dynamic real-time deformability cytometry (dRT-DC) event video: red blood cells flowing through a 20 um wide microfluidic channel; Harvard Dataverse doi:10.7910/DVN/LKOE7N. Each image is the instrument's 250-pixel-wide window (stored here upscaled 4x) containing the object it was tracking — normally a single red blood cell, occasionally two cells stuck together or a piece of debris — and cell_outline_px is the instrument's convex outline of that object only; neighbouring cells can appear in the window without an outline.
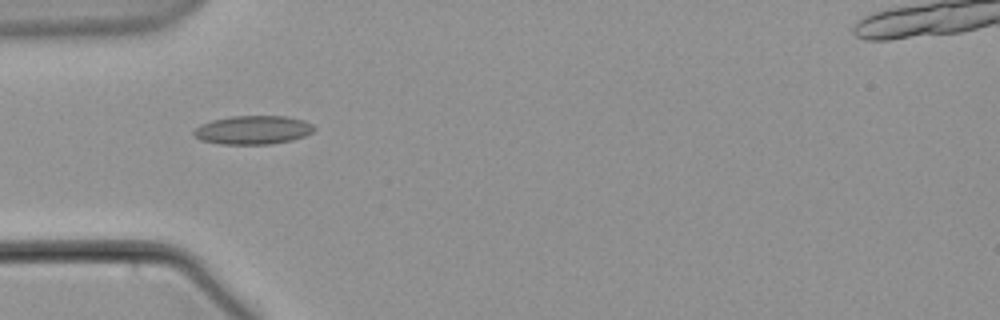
{"species": "common noctule bat (a hibernating species)", "species_latin": "Nyctalus noctula", "temperature_condition": "warm", "stored_images_in_passage": 34, "camera_frame_rate_fps": 3000, "um_per_image_px": 0.085, "animal": {"sex": "male", "body_mass_g": 21.5, "forearm_length_mm": 52.0}, "frame": {"image": 1, "passage_image": 1, "time_ms": 0.0, "image_size_px": [1000, 320], "cell_outline_px": [[316, 128], [312, 132], [304, 136], [292, 140], [272, 144], [220, 144], [200, 140], [192, 132], [200, 124], [212, 120], [232, 116], [284, 116], [304, 120], [312, 124]], "centroid_in_image_um": [21.51, 11.05], "position_along_channel_um": 63.5, "area_um2": 20.11}}
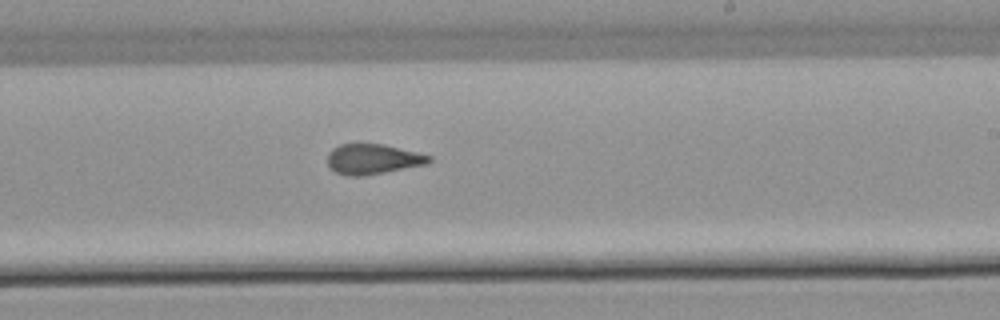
{"frame": {"image": 2, "passage_image": 18, "time_ms": 5.667, "image_size_px": [1000, 320], "cell_outline_px": [[432, 160], [428, 164], [384, 172], [360, 176], [348, 176], [336, 172], [328, 168], [328, 152], [332, 148], [340, 144], [384, 144], [432, 156]], "centroid_in_image_um": [31.67, 13.52], "position_along_channel_um": 257.3, "area_um2": 17.86}}
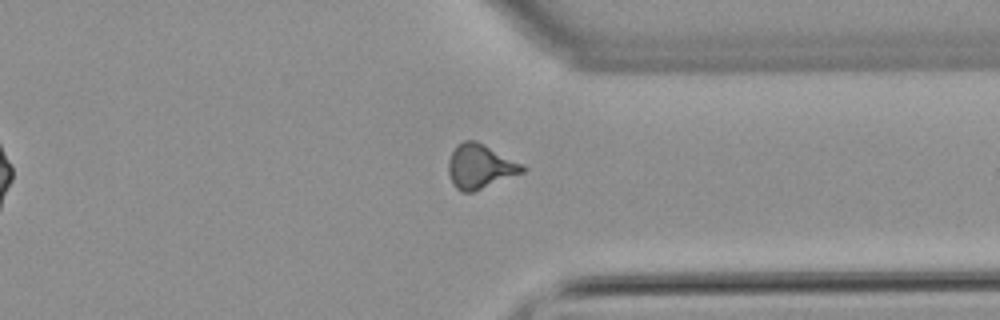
{"frame": {"image": 3, "passage_image": 28, "time_ms": 9.0, "image_size_px": [1000, 320], "cell_outline_px": [[524, 172], [472, 192], [460, 192], [456, 188], [448, 172], [448, 160], [456, 144], [464, 140], [476, 140], [524, 164]], "centroid_in_image_um": [40.79, 14.13], "position_along_channel_um": 370.6, "area_um2": 19.07}}